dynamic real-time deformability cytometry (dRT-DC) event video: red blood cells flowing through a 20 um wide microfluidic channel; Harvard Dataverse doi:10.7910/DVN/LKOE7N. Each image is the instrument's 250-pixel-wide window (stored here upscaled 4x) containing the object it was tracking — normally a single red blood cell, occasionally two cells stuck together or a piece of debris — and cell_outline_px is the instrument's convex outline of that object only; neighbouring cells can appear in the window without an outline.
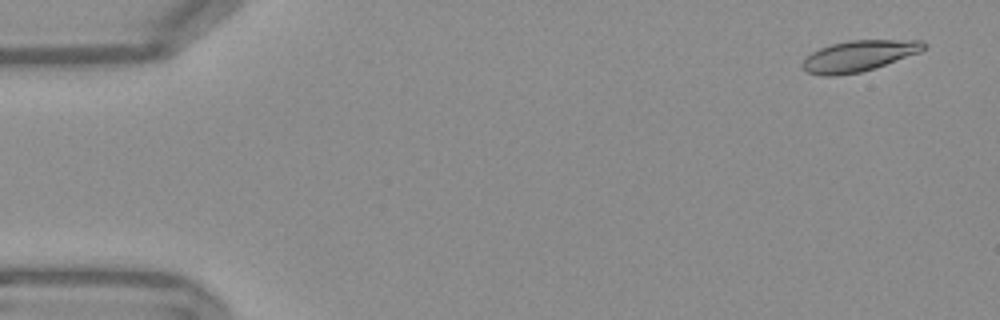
{"species": "Egyptian fruit bat (a non-hibernating species)", "species_latin": "Rousettus aegyptiacus", "temperature_condition": "warm", "stored_images_in_passage": 12, "camera_frame_rate_fps": 3000, "um_per_image_px": 0.085, "frame": {"image": 1, "passage_image": 3, "time_ms": 0.667, "image_size_px": [1000, 320], "cell_outline_px": [[928, 48], [920, 52], [876, 68], [860, 72], [836, 76], [820, 76], [808, 72], [800, 64], [812, 52], [820, 48], [832, 44], [848, 40], [924, 40], [928, 44]], "centroid_in_image_um": [73.05, 4.75], "position_along_channel_um": 12.0, "area_um2": 22.08}}